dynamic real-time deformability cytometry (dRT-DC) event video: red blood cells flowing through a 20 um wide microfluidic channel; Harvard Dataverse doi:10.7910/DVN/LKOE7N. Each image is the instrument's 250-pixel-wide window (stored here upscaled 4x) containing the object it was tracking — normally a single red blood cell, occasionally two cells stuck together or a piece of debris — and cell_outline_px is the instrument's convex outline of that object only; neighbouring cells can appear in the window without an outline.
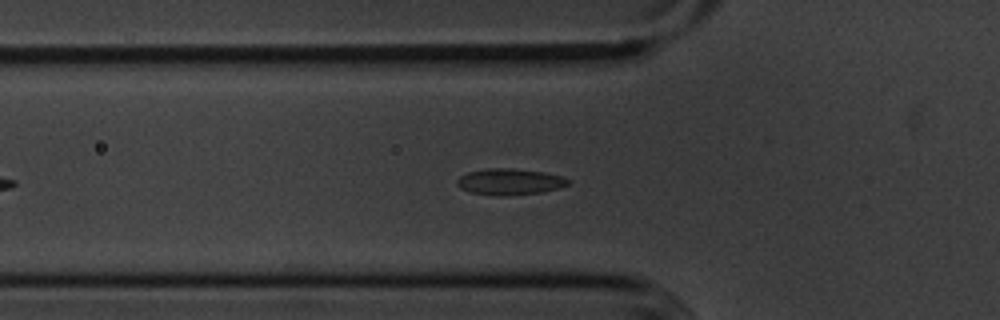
{"species": "common noctule bat (a hibernating species)", "species_latin": "Nyctalus noctula", "temperature_condition": "cold", "stored_images_in_passage": 40, "camera_frame_rate_fps": 3000, "um_per_image_px": 0.085, "animal": {"sex": "male", "body_mass_g": 20.1, "forearm_length_mm": 53.5}, "frame": {"image": 1, "passage_image": 3, "time_ms": 0.667, "image_size_px": [1000, 320], "cell_outline_px": [[568, 184], [560, 188], [540, 192], [508, 196], [496, 196], [468, 192], [460, 188], [456, 184], [456, 180], [460, 176], [468, 172], [484, 168], [512, 168], [544, 172], [560, 176], [568, 180]], "centroid_in_image_um": [43.26, 15.45], "position_along_channel_um": 82.5, "area_um2": 17.11}}
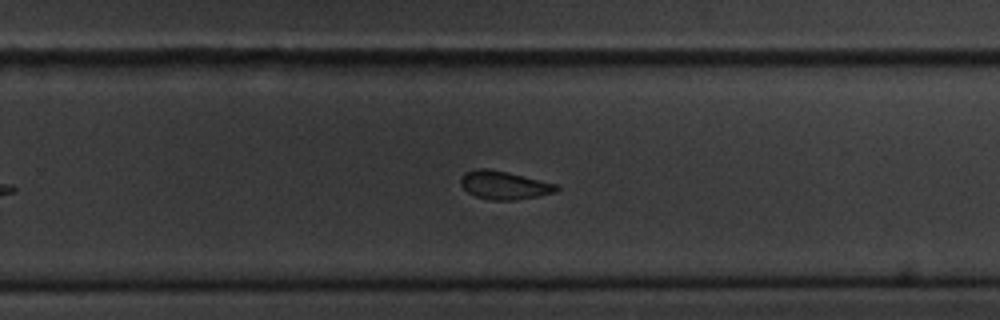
{"frame": {"image": 2, "passage_image": 20, "time_ms": 6.333, "image_size_px": [1000, 320], "cell_outline_px": [[560, 188], [556, 192], [536, 196], [512, 200], [492, 200], [476, 196], [468, 192], [460, 184], [460, 180], [464, 172], [476, 168], [484, 168], [508, 172], [560, 184]], "centroid_in_image_um": [42.88, 15.72], "position_along_channel_um": 286.9, "area_um2": 15.84}}
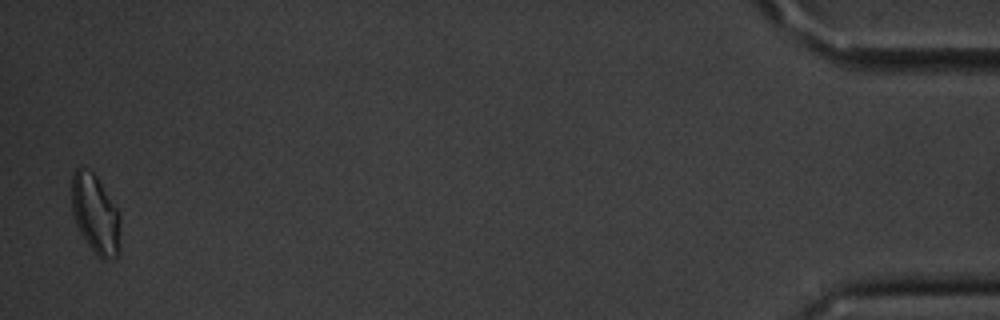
{"frame": {"image": 3, "passage_image": 39, "time_ms": 12.667, "image_size_px": [1000, 320], "cell_outline_px": [[120, 252], [116, 256], [104, 260], [100, 260], [88, 244], [80, 232], [76, 224], [72, 212], [72, 172], [76, 168], [80, 168], [92, 172], [96, 176], [120, 212]], "centroid_in_image_um": [8.13, 18.23], "position_along_channel_um": 427.1, "area_um2": 22.54}, "authors_computed_cell_mechanics": {"area_um2": 16.8776, "velocity_mm_per_s": 3.5972, "shape_relaxation_time_tau1_ms": 3.6527, "shape_relaxation_time_tau2_ms": 1.6108, "deformation_change_tau1": 0.067, "deformation_change_tau2": 0.0648}}